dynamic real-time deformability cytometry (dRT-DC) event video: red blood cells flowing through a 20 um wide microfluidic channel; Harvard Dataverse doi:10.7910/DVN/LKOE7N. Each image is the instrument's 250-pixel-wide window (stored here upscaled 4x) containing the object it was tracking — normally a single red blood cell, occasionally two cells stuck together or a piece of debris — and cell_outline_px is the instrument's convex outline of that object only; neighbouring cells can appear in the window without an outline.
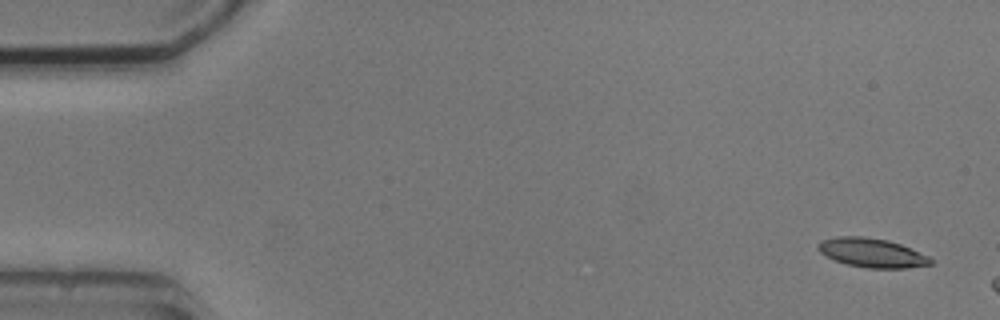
{"species": "common noctule bat (a hibernating species)", "species_latin": "Nyctalus noctula", "temperature_condition": "cold", "stored_images_in_passage": 3, "camera_frame_rate_fps": 3000, "um_per_image_px": 0.085, "animal": {"sex": "male", "body_mass_g": 20.5, "forearm_length_mm": 52.5}, "frame": {"image": 1, "passage_image": 1, "time_ms": 0.0, "image_size_px": [1000, 320], "cell_outline_px": [[936, 264], [908, 268], [868, 268], [848, 264], [836, 260], [820, 252], [816, 248], [816, 244], [820, 240], [836, 236], [864, 236], [888, 240], [900, 244], [928, 256], [936, 260]], "centroid_in_image_um": [74.14, 21.48], "position_along_channel_um": 10.9, "area_um2": 19.25}}